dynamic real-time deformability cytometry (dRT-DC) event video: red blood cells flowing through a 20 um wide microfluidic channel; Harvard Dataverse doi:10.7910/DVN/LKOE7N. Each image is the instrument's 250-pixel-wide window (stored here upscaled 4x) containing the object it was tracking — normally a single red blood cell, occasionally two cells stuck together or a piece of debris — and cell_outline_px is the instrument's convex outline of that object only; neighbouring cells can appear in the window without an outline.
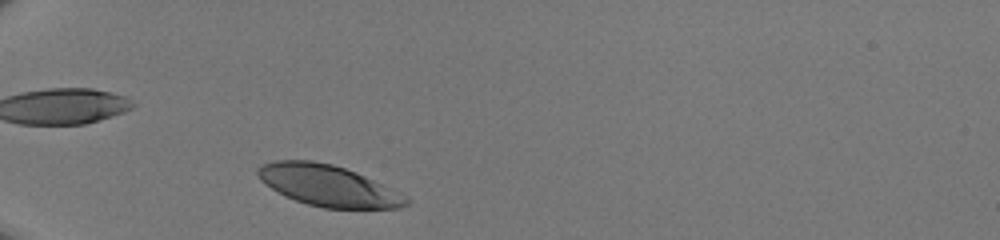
{"species": "human", "species_latin": "Homo sapiens", "temperature_condition": "room temperature", "stored_images_in_passage": 30, "camera_frame_rate_fps": 3000, "um_per_image_px": 0.085, "donor": {"sex": "male"}, "frame": {"image": 1, "passage_image": 1, "time_ms": 0.0, "image_size_px": [1000, 240], "cell_outline_px": [[412, 200], [408, 204], [400, 208], [324, 208], [308, 204], [296, 200], [272, 188], [260, 180], [256, 172], [256, 168], [264, 164], [276, 160], [312, 160], [332, 164], [356, 172], [408, 196]], "centroid_in_image_um": [27.92, 15.77], "position_along_channel_um": 57.1, "area_um2": 35.32}}
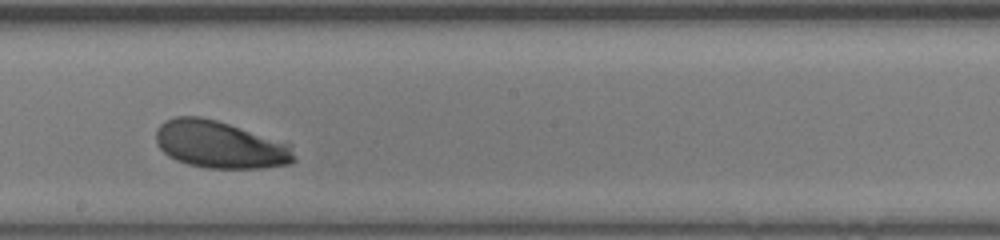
{"frame": {"image": 2, "passage_image": 15, "time_ms": 4.667, "image_size_px": [1000, 240], "cell_outline_px": [[296, 160], [292, 164], [264, 168], [208, 168], [188, 164], [176, 160], [168, 156], [156, 144], [156, 128], [164, 120], [176, 116], [200, 116], [216, 120], [292, 144], [296, 156]], "centroid_in_image_um": [18.72, 12.3], "position_along_channel_um": 229.5, "area_um2": 38.44}}
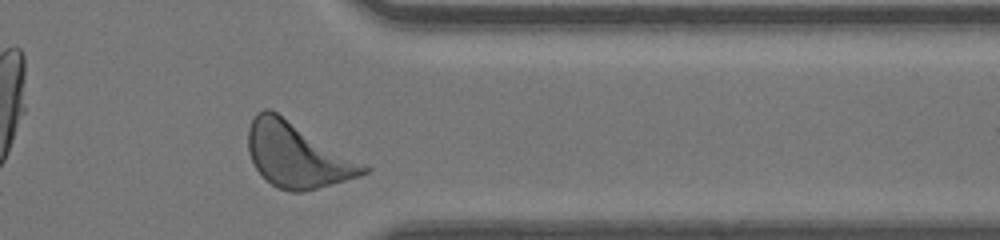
{"frame": {"image": 3, "passage_image": 26, "time_ms": 8.333, "image_size_px": [1000, 240], "cell_outline_px": [[372, 168], [368, 172], [360, 176], [316, 188], [300, 192], [292, 192], [276, 188], [256, 168], [248, 152], [248, 128], [256, 112], [264, 108], [268, 108], [276, 112], [368, 164]], "centroid_in_image_um": [25.29, 13.17], "position_along_channel_um": 386.1, "area_um2": 43.52}}